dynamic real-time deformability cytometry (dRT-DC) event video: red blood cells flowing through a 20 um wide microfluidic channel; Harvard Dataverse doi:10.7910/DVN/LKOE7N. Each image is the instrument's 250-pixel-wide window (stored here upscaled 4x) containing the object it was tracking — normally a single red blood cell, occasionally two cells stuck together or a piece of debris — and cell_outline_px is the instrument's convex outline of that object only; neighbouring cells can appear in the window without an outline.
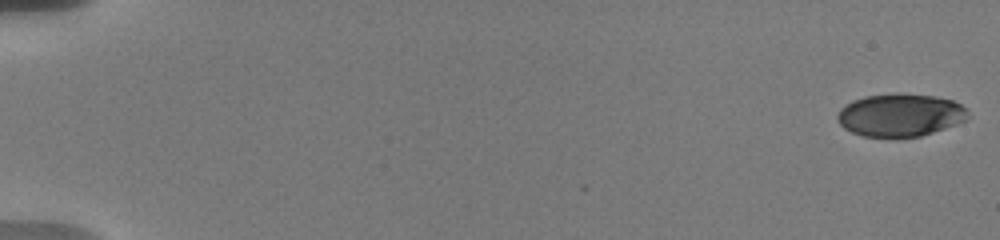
{"species": "human", "species_latin": "Homo sapiens", "temperature_condition": "warm", "stored_images_in_passage": 14, "camera_frame_rate_fps": 3000, "um_per_image_px": 0.085, "donor": {"sex": "male"}, "frame": {"image": 1, "passage_image": 1, "time_ms": 0.0, "image_size_px": [1000, 240], "cell_outline_px": [[968, 116], [964, 120], [956, 124], [920, 136], [896, 140], [864, 136], [852, 132], [844, 128], [840, 124], [836, 116], [840, 108], [852, 100], [864, 96], [936, 96], [952, 100], [960, 104], [968, 112]], "centroid_in_image_um": [76.47, 9.85], "position_along_channel_um": 8.5, "area_um2": 32.19}}
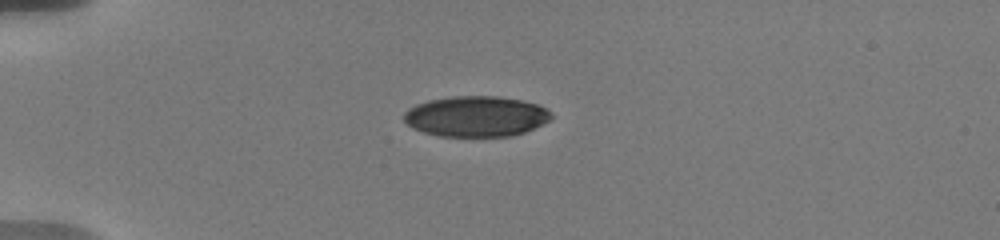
{"frame": {"image": 2, "passage_image": 11, "time_ms": 5.0, "image_size_px": [1000, 240], "cell_outline_px": [[552, 120], [524, 132], [512, 136], [440, 136], [424, 132], [412, 128], [404, 120], [404, 112], [408, 108], [416, 104], [428, 100], [452, 96], [496, 96], [520, 100], [536, 104], [552, 112]], "centroid_in_image_um": [40.46, 9.89], "position_along_channel_um": 44.5, "area_um2": 34.85}}
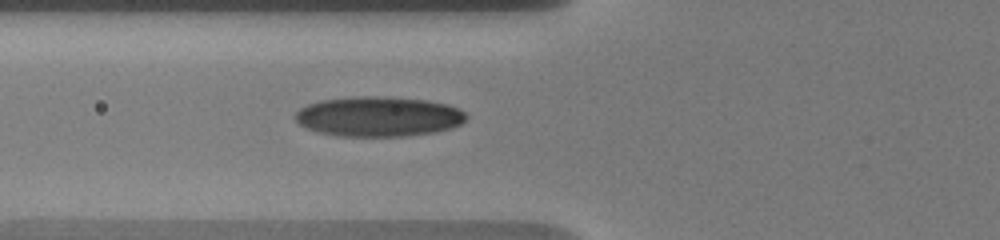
{"frame": {"image": 3, "passage_image": 14, "time_ms": 7.333, "image_size_px": [1000, 240], "cell_outline_px": [[468, 116], [460, 124], [448, 128], [432, 132], [400, 136], [340, 136], [320, 132], [308, 128], [300, 124], [296, 120], [296, 112], [300, 108], [308, 104], [320, 100], [356, 96], [384, 96], [428, 100], [448, 104], [464, 112]], "centroid_in_image_um": [32.16, 9.88], "position_along_channel_um": 93.6, "area_um2": 39.54}}